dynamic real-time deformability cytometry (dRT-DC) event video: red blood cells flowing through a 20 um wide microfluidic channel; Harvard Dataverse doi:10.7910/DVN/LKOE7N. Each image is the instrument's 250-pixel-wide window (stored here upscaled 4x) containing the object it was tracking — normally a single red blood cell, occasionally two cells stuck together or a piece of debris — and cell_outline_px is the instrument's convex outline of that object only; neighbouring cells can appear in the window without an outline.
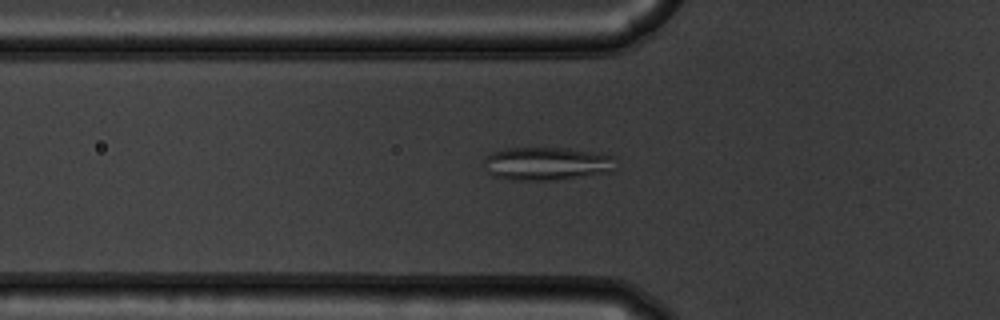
{"species": "common noctule bat (a hibernating species)", "species_latin": "Nyctalus noctula", "temperature_condition": "warm", "stored_images_in_passage": 43, "camera_frame_rate_fps": 3000, "um_per_image_px": 0.085, "animal": {"sex": "male", "body_mass_g": 19.5, "forearm_length_mm": 54.6}, "frame": {"image": 1, "passage_image": 8, "time_ms": 2.333, "image_size_px": [1000, 320], "cell_outline_px": [[616, 168], [612, 172], [556, 180], [512, 180], [496, 176], [488, 172], [484, 168], [484, 156], [492, 152], [508, 148], [568, 148], [600, 152], [616, 156]], "centroid_in_image_um": [46.54, 13.9], "position_along_channel_um": 79.3, "area_um2": 26.01}}
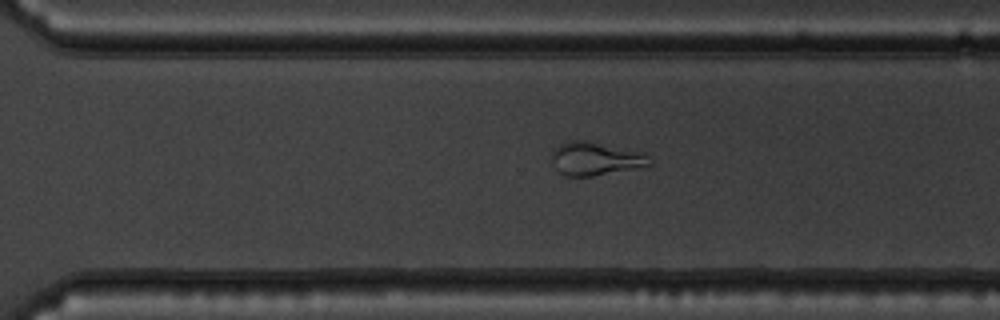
{"frame": {"image": 2, "passage_image": 27, "time_ms": 8.667, "image_size_px": [1000, 320], "cell_outline_px": [[652, 164], [592, 176], [564, 176], [556, 168], [552, 160], [552, 148], [568, 140], [588, 140], [648, 152]], "centroid_in_image_um": [50.63, 13.45], "position_along_channel_um": 320.0, "area_um2": 19.25}}
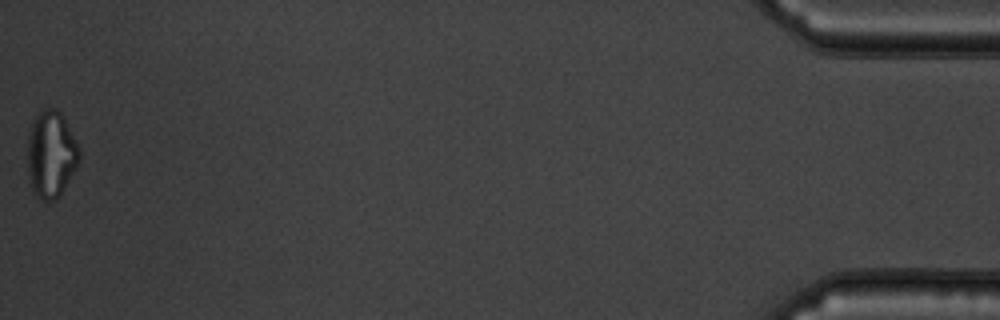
{"frame": {"image": 3, "passage_image": 43, "time_ms": 14.0, "image_size_px": [1000, 320], "cell_outline_px": [[80, 160], [76, 168], [60, 196], [56, 200], [40, 200], [32, 192], [28, 172], [28, 132], [36, 116], [44, 108], [56, 108], [64, 116], [80, 148]], "centroid_in_image_um": [4.35, 13.12], "position_along_channel_um": 430.8, "area_um2": 26.47}}